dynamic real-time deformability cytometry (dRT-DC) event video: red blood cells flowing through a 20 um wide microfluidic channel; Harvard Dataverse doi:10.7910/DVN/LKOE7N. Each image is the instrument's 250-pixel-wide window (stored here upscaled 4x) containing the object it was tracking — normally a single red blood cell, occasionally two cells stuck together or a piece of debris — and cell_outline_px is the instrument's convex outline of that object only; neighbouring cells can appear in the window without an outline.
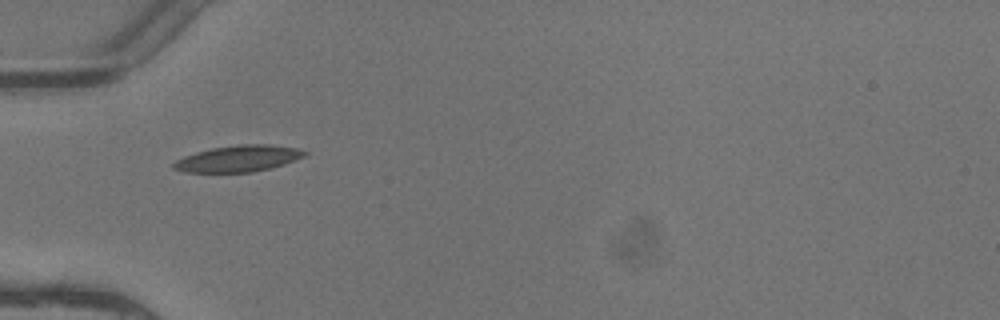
{"species": "common noctule bat (a hibernating species)", "species_latin": "Nyctalus noctula", "temperature_condition": "warm", "stored_images_in_passage": 8, "camera_frame_rate_fps": 3000, "um_per_image_px": 0.085, "animal": {"sex": "female"}, "frame": {"image": 1, "passage_image": 5, "time_ms": 1.333, "image_size_px": [1000, 320], "cell_outline_px": [[308, 152], [304, 156], [284, 164], [252, 172], [184, 172], [172, 168], [172, 164], [176, 160], [184, 156], [196, 152], [212, 148], [236, 144], [268, 144], [296, 148]], "centroid_in_image_um": [20.22, 13.47], "position_along_channel_um": 64.8, "area_um2": 20.0}}
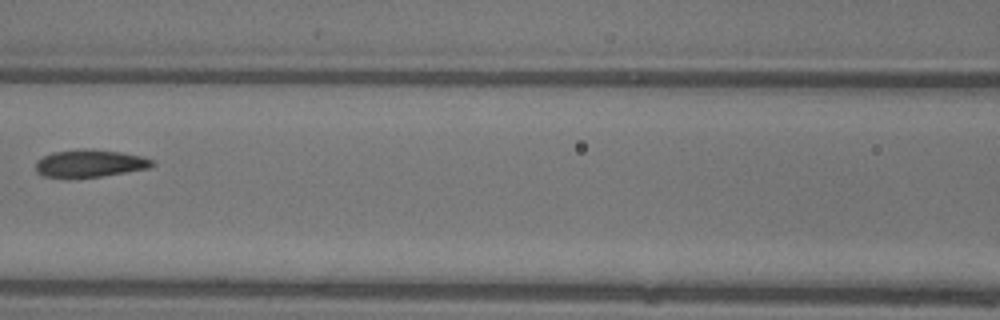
{"frame": {"image": 2, "passage_image": 7, "time_ms": 2.0, "image_size_px": [1000, 320], "cell_outline_px": [[156, 164], [152, 168], [100, 176], [72, 180], [68, 180], [44, 176], [36, 172], [36, 160], [52, 152], [84, 148], [120, 152], [144, 156], [152, 160]], "centroid_in_image_um": [7.62, 13.92], "position_along_channel_um": 159.0, "area_um2": 19.31}}
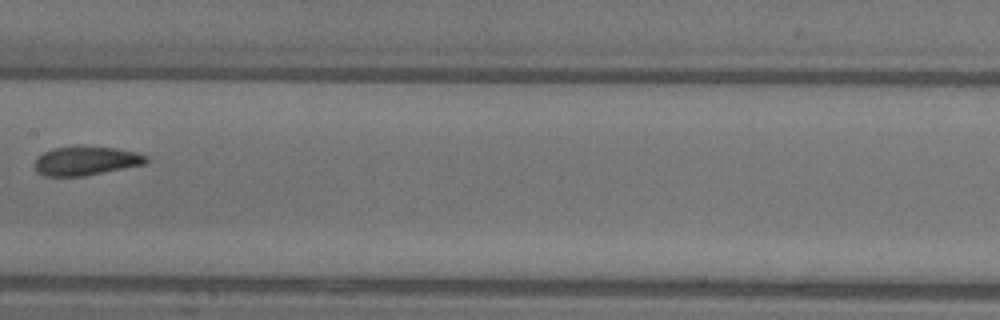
{"frame": {"image": 3, "passage_image": 8, "time_ms": 2.333, "image_size_px": [1000, 320], "cell_outline_px": [[148, 160], [144, 164], [84, 176], [44, 176], [36, 172], [36, 156], [52, 148], [116, 148], [136, 152], [148, 156]], "centroid_in_image_um": [7.3, 13.7], "position_along_channel_um": 200.1, "area_um2": 18.26}}